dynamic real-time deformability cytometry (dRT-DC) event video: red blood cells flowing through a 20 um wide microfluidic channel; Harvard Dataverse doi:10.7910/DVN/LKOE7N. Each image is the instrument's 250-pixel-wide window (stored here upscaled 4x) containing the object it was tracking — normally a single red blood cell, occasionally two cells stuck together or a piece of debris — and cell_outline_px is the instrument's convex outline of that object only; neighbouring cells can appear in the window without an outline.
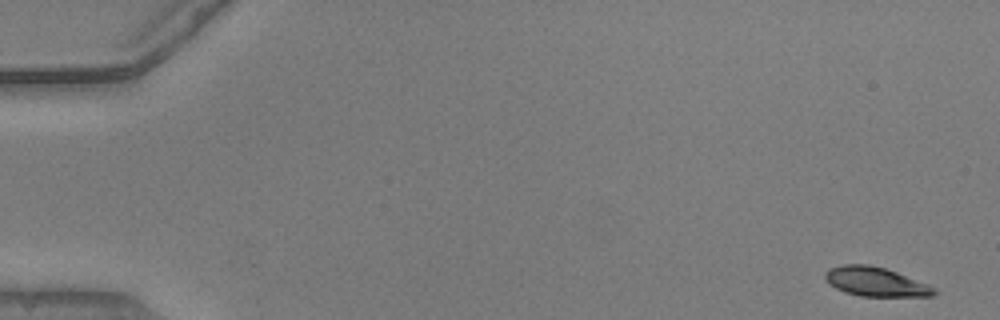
{"species": "common noctule bat (a hibernating species)", "species_latin": "Nyctalus noctula", "temperature_condition": "warm", "stored_images_in_passage": 52, "camera_frame_rate_fps": 3000, "um_per_image_px": 0.085, "animal": {"sex": "male", "body_mass_g": 20.5, "forearm_length_mm": 52.5}, "frame": {"image": 1, "passage_image": 1, "time_ms": 0.0, "image_size_px": [1000, 320], "cell_outline_px": [[940, 292], [932, 296], [860, 296], [844, 292], [828, 284], [824, 276], [824, 272], [828, 268], [844, 264], [868, 264], [884, 268], [896, 272], [928, 284], [936, 288]], "centroid_in_image_um": [74.41, 23.95], "position_along_channel_um": 10.6, "area_um2": 18.67}}
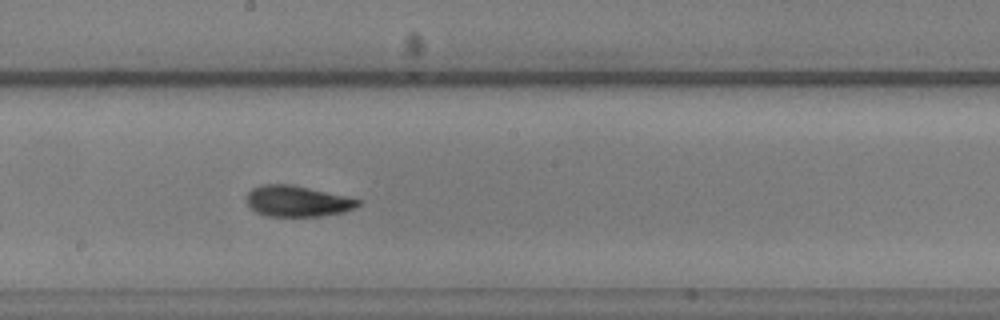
{"frame": {"image": 2, "passage_image": 29, "time_ms": 9.333, "image_size_px": [1000, 320], "cell_outline_px": [[364, 200], [356, 208], [344, 212], [320, 216], [264, 216], [256, 212], [248, 204], [248, 192], [252, 188], [264, 184], [288, 184], [308, 188]], "centroid_in_image_um": [25.31, 17.11], "position_along_channel_um": 222.9, "area_um2": 20.0}}
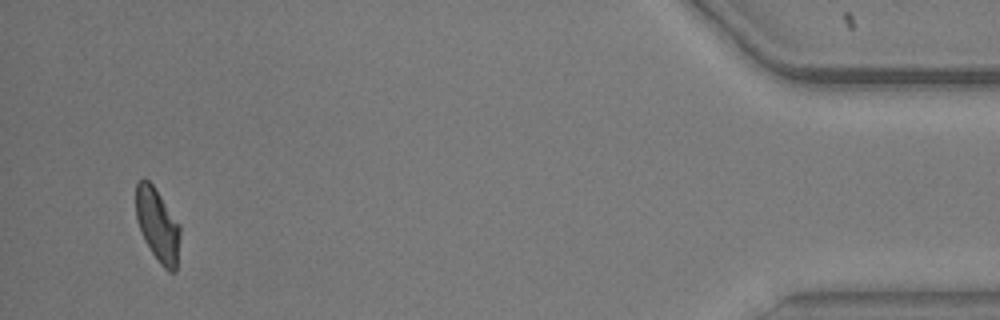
{"frame": {"image": 3, "passage_image": 50, "time_ms": 16.333, "image_size_px": [1000, 320], "cell_outline_px": [[180, 236], [176, 272], [168, 272], [160, 264], [144, 240], [140, 232], [136, 216], [136, 180], [144, 176], [156, 188], [180, 224]], "centroid_in_image_um": [13.39, 19.09], "position_along_channel_um": 421.8, "area_um2": 19.19}, "authors_computed_cell_mechanics": {"area_um2": 19.652, "velocity_mm_per_s": 3.8728, "shape_relaxation_time_tau1_ms": 4.3333, "shape_relaxation_time_tau2_ms": 1.5711, "deformation_change_tau1": 0.1443, "deformation_change_tau2": 0.0711}}